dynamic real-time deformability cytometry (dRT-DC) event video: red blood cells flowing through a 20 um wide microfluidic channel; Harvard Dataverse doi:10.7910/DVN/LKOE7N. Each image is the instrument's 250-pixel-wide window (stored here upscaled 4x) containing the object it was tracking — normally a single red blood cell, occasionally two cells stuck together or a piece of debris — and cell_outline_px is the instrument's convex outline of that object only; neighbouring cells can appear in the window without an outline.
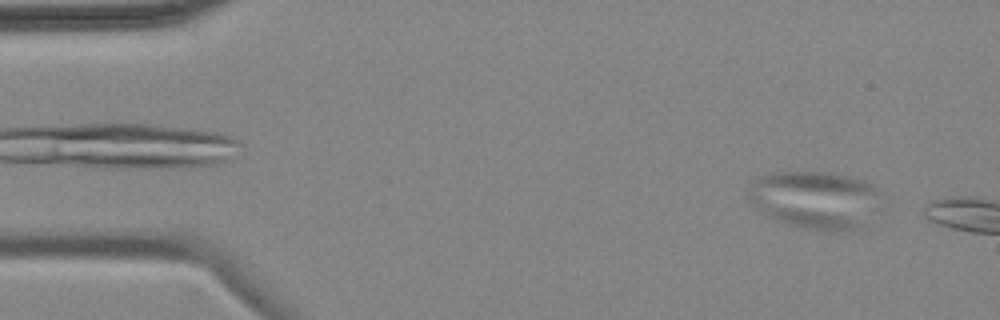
{"species": "common noctule bat (a hibernating species)", "species_latin": "Nyctalus noctula", "temperature_condition": "cold", "stored_images_in_passage": 2, "camera_frame_rate_fps": 3000, "um_per_image_px": 0.085, "animal": {"sex": "female", "body_mass_g": 18.4}, "frame": {"image": 1, "passage_image": 1, "time_ms": 0.0, "image_size_px": [1000, 320], "cell_outline_px": [[884, 208], [860, 232], [808, 228], [792, 224], [768, 216], [760, 212], [748, 200], [748, 192], [752, 184], [760, 176], [772, 172], [832, 172], [852, 176], [864, 180], [872, 184], [876, 188]], "centroid_in_image_um": [69.43, 16.99], "position_along_channel_um": 15.6, "area_um2": 45.66}}